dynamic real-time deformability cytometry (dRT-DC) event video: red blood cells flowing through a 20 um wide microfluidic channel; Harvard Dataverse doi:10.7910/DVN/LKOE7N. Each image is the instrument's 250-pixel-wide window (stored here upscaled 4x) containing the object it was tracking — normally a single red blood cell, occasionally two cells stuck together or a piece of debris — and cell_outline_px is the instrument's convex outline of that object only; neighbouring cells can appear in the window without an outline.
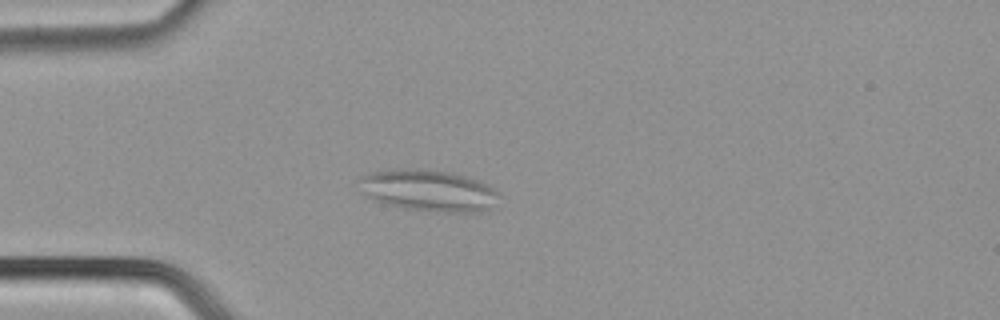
{"species": "common noctule bat (a hibernating species)", "species_latin": "Nyctalus noctula", "temperature_condition": "cold", "stored_images_in_passage": 52, "segment_of_instrument_passage": [1, 2], "camera_frame_rate_fps": 3000, "um_per_image_px": 0.085, "animal": {"sex": "male", "body_mass_g": 21.5, "forearm_length_mm": 52.0}, "frame": {"image": 1, "passage_image": 15, "time_ms": 4.667, "image_size_px": [1000, 320], "cell_outline_px": [[496, 192], [488, 208], [480, 212], [444, 212], [404, 208], [384, 204], [372, 200], [360, 192], [356, 180], [360, 176], [372, 172], [400, 168], [404, 168], [456, 172], [476, 180], [492, 188]], "centroid_in_image_um": [36.25, 16.18], "position_along_channel_um": 48.7, "area_um2": 33.64}}